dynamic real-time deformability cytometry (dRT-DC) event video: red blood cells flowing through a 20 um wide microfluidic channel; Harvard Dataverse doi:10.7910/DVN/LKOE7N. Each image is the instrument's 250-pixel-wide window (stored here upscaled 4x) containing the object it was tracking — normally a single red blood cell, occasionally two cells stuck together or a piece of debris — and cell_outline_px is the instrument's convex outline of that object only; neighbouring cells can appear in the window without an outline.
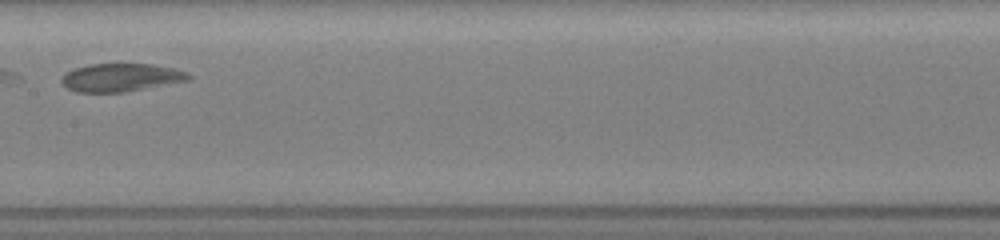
{"species": "common noctule bat (a hibernating species)", "species_latin": "Nyctalus noctula", "temperature_condition": "room temperature", "stored_images_in_passage": 21, "camera_frame_rate_fps": 3000, "um_per_image_px": 0.085, "animal": {"sex": "female", "body_mass_g": 19.5, "forearm_length_mm": 54.1}, "frame": {"image": 1, "passage_image": 7, "time_ms": 3.333, "image_size_px": [1000, 240], "cell_outline_px": [[192, 80], [124, 92], [76, 92], [68, 88], [60, 80], [68, 72], [76, 68], [88, 64], [152, 64], [172, 68], [184, 72], [192, 76]], "centroid_in_image_um": [10.31, 6.59], "position_along_channel_um": 197.1, "area_um2": 20.58}}